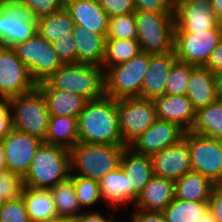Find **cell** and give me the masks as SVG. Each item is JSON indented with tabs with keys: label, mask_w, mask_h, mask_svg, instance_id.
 Returning a JSON list of instances; mask_svg holds the SVG:
<instances>
[{
	"label": "cell",
	"mask_w": 222,
	"mask_h": 222,
	"mask_svg": "<svg viewBox=\"0 0 222 222\" xmlns=\"http://www.w3.org/2000/svg\"><path fill=\"white\" fill-rule=\"evenodd\" d=\"M77 125L79 142L123 145L116 99L103 95L87 101Z\"/></svg>",
	"instance_id": "cell-1"
},
{
	"label": "cell",
	"mask_w": 222,
	"mask_h": 222,
	"mask_svg": "<svg viewBox=\"0 0 222 222\" xmlns=\"http://www.w3.org/2000/svg\"><path fill=\"white\" fill-rule=\"evenodd\" d=\"M37 88H55L82 96L87 101L104 95V71L102 67L85 63H68L60 66Z\"/></svg>",
	"instance_id": "cell-2"
},
{
	"label": "cell",
	"mask_w": 222,
	"mask_h": 222,
	"mask_svg": "<svg viewBox=\"0 0 222 222\" xmlns=\"http://www.w3.org/2000/svg\"><path fill=\"white\" fill-rule=\"evenodd\" d=\"M71 175L70 152L58 145L42 143L24 177L28 188L50 190Z\"/></svg>",
	"instance_id": "cell-3"
},
{
	"label": "cell",
	"mask_w": 222,
	"mask_h": 222,
	"mask_svg": "<svg viewBox=\"0 0 222 222\" xmlns=\"http://www.w3.org/2000/svg\"><path fill=\"white\" fill-rule=\"evenodd\" d=\"M124 148V145L78 142L69 150L71 175L99 182L101 178L120 166Z\"/></svg>",
	"instance_id": "cell-4"
},
{
	"label": "cell",
	"mask_w": 222,
	"mask_h": 222,
	"mask_svg": "<svg viewBox=\"0 0 222 222\" xmlns=\"http://www.w3.org/2000/svg\"><path fill=\"white\" fill-rule=\"evenodd\" d=\"M137 41L141 52L151 55L174 51L173 13H153L135 10Z\"/></svg>",
	"instance_id": "cell-5"
},
{
	"label": "cell",
	"mask_w": 222,
	"mask_h": 222,
	"mask_svg": "<svg viewBox=\"0 0 222 222\" xmlns=\"http://www.w3.org/2000/svg\"><path fill=\"white\" fill-rule=\"evenodd\" d=\"M10 107L13 128L44 141L49 125L50 114L41 91H32L7 99Z\"/></svg>",
	"instance_id": "cell-6"
},
{
	"label": "cell",
	"mask_w": 222,
	"mask_h": 222,
	"mask_svg": "<svg viewBox=\"0 0 222 222\" xmlns=\"http://www.w3.org/2000/svg\"><path fill=\"white\" fill-rule=\"evenodd\" d=\"M150 55L139 53L128 62L109 67L104 72V95L113 99L141 98V88Z\"/></svg>",
	"instance_id": "cell-7"
},
{
	"label": "cell",
	"mask_w": 222,
	"mask_h": 222,
	"mask_svg": "<svg viewBox=\"0 0 222 222\" xmlns=\"http://www.w3.org/2000/svg\"><path fill=\"white\" fill-rule=\"evenodd\" d=\"M13 49L36 84L46 81L63 65L53 45L38 32Z\"/></svg>",
	"instance_id": "cell-8"
},
{
	"label": "cell",
	"mask_w": 222,
	"mask_h": 222,
	"mask_svg": "<svg viewBox=\"0 0 222 222\" xmlns=\"http://www.w3.org/2000/svg\"><path fill=\"white\" fill-rule=\"evenodd\" d=\"M117 111L122 143L125 147L158 119L154 100L140 97L118 99Z\"/></svg>",
	"instance_id": "cell-9"
},
{
	"label": "cell",
	"mask_w": 222,
	"mask_h": 222,
	"mask_svg": "<svg viewBox=\"0 0 222 222\" xmlns=\"http://www.w3.org/2000/svg\"><path fill=\"white\" fill-rule=\"evenodd\" d=\"M183 138L189 145L192 171L222 184V140L191 131H185Z\"/></svg>",
	"instance_id": "cell-10"
},
{
	"label": "cell",
	"mask_w": 222,
	"mask_h": 222,
	"mask_svg": "<svg viewBox=\"0 0 222 222\" xmlns=\"http://www.w3.org/2000/svg\"><path fill=\"white\" fill-rule=\"evenodd\" d=\"M221 38L222 24L209 31L174 33V53L178 61L204 66Z\"/></svg>",
	"instance_id": "cell-11"
},
{
	"label": "cell",
	"mask_w": 222,
	"mask_h": 222,
	"mask_svg": "<svg viewBox=\"0 0 222 222\" xmlns=\"http://www.w3.org/2000/svg\"><path fill=\"white\" fill-rule=\"evenodd\" d=\"M174 33L217 29L219 22L210 0H174Z\"/></svg>",
	"instance_id": "cell-12"
},
{
	"label": "cell",
	"mask_w": 222,
	"mask_h": 222,
	"mask_svg": "<svg viewBox=\"0 0 222 222\" xmlns=\"http://www.w3.org/2000/svg\"><path fill=\"white\" fill-rule=\"evenodd\" d=\"M37 87L28 68L11 47L0 46V98L9 99Z\"/></svg>",
	"instance_id": "cell-13"
},
{
	"label": "cell",
	"mask_w": 222,
	"mask_h": 222,
	"mask_svg": "<svg viewBox=\"0 0 222 222\" xmlns=\"http://www.w3.org/2000/svg\"><path fill=\"white\" fill-rule=\"evenodd\" d=\"M37 33V19L28 16L13 0L0 10V46L11 47Z\"/></svg>",
	"instance_id": "cell-14"
},
{
	"label": "cell",
	"mask_w": 222,
	"mask_h": 222,
	"mask_svg": "<svg viewBox=\"0 0 222 222\" xmlns=\"http://www.w3.org/2000/svg\"><path fill=\"white\" fill-rule=\"evenodd\" d=\"M43 140L25 132L12 129L3 139L6 170L21 175L29 171L32 159Z\"/></svg>",
	"instance_id": "cell-15"
},
{
	"label": "cell",
	"mask_w": 222,
	"mask_h": 222,
	"mask_svg": "<svg viewBox=\"0 0 222 222\" xmlns=\"http://www.w3.org/2000/svg\"><path fill=\"white\" fill-rule=\"evenodd\" d=\"M185 130L171 121L157 119L128 147L134 152L152 156L183 139Z\"/></svg>",
	"instance_id": "cell-16"
},
{
	"label": "cell",
	"mask_w": 222,
	"mask_h": 222,
	"mask_svg": "<svg viewBox=\"0 0 222 222\" xmlns=\"http://www.w3.org/2000/svg\"><path fill=\"white\" fill-rule=\"evenodd\" d=\"M151 160L155 176L174 182L192 170L190 149L184 138L155 153Z\"/></svg>",
	"instance_id": "cell-17"
},
{
	"label": "cell",
	"mask_w": 222,
	"mask_h": 222,
	"mask_svg": "<svg viewBox=\"0 0 222 222\" xmlns=\"http://www.w3.org/2000/svg\"><path fill=\"white\" fill-rule=\"evenodd\" d=\"M65 8L76 26L106 37L110 17L97 0H66Z\"/></svg>",
	"instance_id": "cell-18"
},
{
	"label": "cell",
	"mask_w": 222,
	"mask_h": 222,
	"mask_svg": "<svg viewBox=\"0 0 222 222\" xmlns=\"http://www.w3.org/2000/svg\"><path fill=\"white\" fill-rule=\"evenodd\" d=\"M176 61L174 51L150 55L148 70L142 83L141 98L155 100L165 94L167 77Z\"/></svg>",
	"instance_id": "cell-19"
},
{
	"label": "cell",
	"mask_w": 222,
	"mask_h": 222,
	"mask_svg": "<svg viewBox=\"0 0 222 222\" xmlns=\"http://www.w3.org/2000/svg\"><path fill=\"white\" fill-rule=\"evenodd\" d=\"M158 119L178 124L185 131H190L196 110L186 95L164 94L154 100Z\"/></svg>",
	"instance_id": "cell-20"
},
{
	"label": "cell",
	"mask_w": 222,
	"mask_h": 222,
	"mask_svg": "<svg viewBox=\"0 0 222 222\" xmlns=\"http://www.w3.org/2000/svg\"><path fill=\"white\" fill-rule=\"evenodd\" d=\"M120 167L128 176L129 187H132V204L143 191L154 175L151 156L134 152L125 147L120 159Z\"/></svg>",
	"instance_id": "cell-21"
},
{
	"label": "cell",
	"mask_w": 222,
	"mask_h": 222,
	"mask_svg": "<svg viewBox=\"0 0 222 222\" xmlns=\"http://www.w3.org/2000/svg\"><path fill=\"white\" fill-rule=\"evenodd\" d=\"M186 96L196 111L217 101L220 95L215 73L204 66H195L191 71Z\"/></svg>",
	"instance_id": "cell-22"
},
{
	"label": "cell",
	"mask_w": 222,
	"mask_h": 222,
	"mask_svg": "<svg viewBox=\"0 0 222 222\" xmlns=\"http://www.w3.org/2000/svg\"><path fill=\"white\" fill-rule=\"evenodd\" d=\"M175 199L174 181L153 175L137 196L133 208L164 210Z\"/></svg>",
	"instance_id": "cell-23"
},
{
	"label": "cell",
	"mask_w": 222,
	"mask_h": 222,
	"mask_svg": "<svg viewBox=\"0 0 222 222\" xmlns=\"http://www.w3.org/2000/svg\"><path fill=\"white\" fill-rule=\"evenodd\" d=\"M76 43L77 63L102 67L105 57L106 37L87 31L83 26H74L72 33Z\"/></svg>",
	"instance_id": "cell-24"
},
{
	"label": "cell",
	"mask_w": 222,
	"mask_h": 222,
	"mask_svg": "<svg viewBox=\"0 0 222 222\" xmlns=\"http://www.w3.org/2000/svg\"><path fill=\"white\" fill-rule=\"evenodd\" d=\"M100 195L110 208L115 209L132 204V187H129L128 176L119 166L99 181Z\"/></svg>",
	"instance_id": "cell-25"
},
{
	"label": "cell",
	"mask_w": 222,
	"mask_h": 222,
	"mask_svg": "<svg viewBox=\"0 0 222 222\" xmlns=\"http://www.w3.org/2000/svg\"><path fill=\"white\" fill-rule=\"evenodd\" d=\"M45 98L50 116L78 117L87 100L77 94L55 88H38Z\"/></svg>",
	"instance_id": "cell-26"
},
{
	"label": "cell",
	"mask_w": 222,
	"mask_h": 222,
	"mask_svg": "<svg viewBox=\"0 0 222 222\" xmlns=\"http://www.w3.org/2000/svg\"><path fill=\"white\" fill-rule=\"evenodd\" d=\"M214 185L209 178L191 170L174 182L175 198L185 201L209 202Z\"/></svg>",
	"instance_id": "cell-27"
},
{
	"label": "cell",
	"mask_w": 222,
	"mask_h": 222,
	"mask_svg": "<svg viewBox=\"0 0 222 222\" xmlns=\"http://www.w3.org/2000/svg\"><path fill=\"white\" fill-rule=\"evenodd\" d=\"M43 142L72 149L79 142L77 118L50 116L48 131Z\"/></svg>",
	"instance_id": "cell-28"
},
{
	"label": "cell",
	"mask_w": 222,
	"mask_h": 222,
	"mask_svg": "<svg viewBox=\"0 0 222 222\" xmlns=\"http://www.w3.org/2000/svg\"><path fill=\"white\" fill-rule=\"evenodd\" d=\"M74 26L66 8L37 19V32L50 43L59 38L71 37Z\"/></svg>",
	"instance_id": "cell-29"
},
{
	"label": "cell",
	"mask_w": 222,
	"mask_h": 222,
	"mask_svg": "<svg viewBox=\"0 0 222 222\" xmlns=\"http://www.w3.org/2000/svg\"><path fill=\"white\" fill-rule=\"evenodd\" d=\"M191 132L222 140V98L198 109Z\"/></svg>",
	"instance_id": "cell-30"
},
{
	"label": "cell",
	"mask_w": 222,
	"mask_h": 222,
	"mask_svg": "<svg viewBox=\"0 0 222 222\" xmlns=\"http://www.w3.org/2000/svg\"><path fill=\"white\" fill-rule=\"evenodd\" d=\"M22 197L25 201L30 221L58 216L50 190L24 187Z\"/></svg>",
	"instance_id": "cell-31"
},
{
	"label": "cell",
	"mask_w": 222,
	"mask_h": 222,
	"mask_svg": "<svg viewBox=\"0 0 222 222\" xmlns=\"http://www.w3.org/2000/svg\"><path fill=\"white\" fill-rule=\"evenodd\" d=\"M50 192L58 217H65L74 221L84 211L78 203L74 183L70 177L56 184L50 189Z\"/></svg>",
	"instance_id": "cell-32"
},
{
	"label": "cell",
	"mask_w": 222,
	"mask_h": 222,
	"mask_svg": "<svg viewBox=\"0 0 222 222\" xmlns=\"http://www.w3.org/2000/svg\"><path fill=\"white\" fill-rule=\"evenodd\" d=\"M139 53L141 49L137 40L106 39L102 69L105 72L109 67L128 62Z\"/></svg>",
	"instance_id": "cell-33"
},
{
	"label": "cell",
	"mask_w": 222,
	"mask_h": 222,
	"mask_svg": "<svg viewBox=\"0 0 222 222\" xmlns=\"http://www.w3.org/2000/svg\"><path fill=\"white\" fill-rule=\"evenodd\" d=\"M209 209V202L185 201L175 198L162 213L166 222H198Z\"/></svg>",
	"instance_id": "cell-34"
},
{
	"label": "cell",
	"mask_w": 222,
	"mask_h": 222,
	"mask_svg": "<svg viewBox=\"0 0 222 222\" xmlns=\"http://www.w3.org/2000/svg\"><path fill=\"white\" fill-rule=\"evenodd\" d=\"M70 178L73 180L78 203L83 210L90 211L95 204L103 202L98 181L75 175H70Z\"/></svg>",
	"instance_id": "cell-35"
},
{
	"label": "cell",
	"mask_w": 222,
	"mask_h": 222,
	"mask_svg": "<svg viewBox=\"0 0 222 222\" xmlns=\"http://www.w3.org/2000/svg\"><path fill=\"white\" fill-rule=\"evenodd\" d=\"M194 67V65L177 60L167 77L165 94L186 95L189 78Z\"/></svg>",
	"instance_id": "cell-36"
},
{
	"label": "cell",
	"mask_w": 222,
	"mask_h": 222,
	"mask_svg": "<svg viewBox=\"0 0 222 222\" xmlns=\"http://www.w3.org/2000/svg\"><path fill=\"white\" fill-rule=\"evenodd\" d=\"M106 39L137 40V25L134 13L110 17Z\"/></svg>",
	"instance_id": "cell-37"
},
{
	"label": "cell",
	"mask_w": 222,
	"mask_h": 222,
	"mask_svg": "<svg viewBox=\"0 0 222 222\" xmlns=\"http://www.w3.org/2000/svg\"><path fill=\"white\" fill-rule=\"evenodd\" d=\"M28 16L40 18L65 8L66 0H13Z\"/></svg>",
	"instance_id": "cell-38"
},
{
	"label": "cell",
	"mask_w": 222,
	"mask_h": 222,
	"mask_svg": "<svg viewBox=\"0 0 222 222\" xmlns=\"http://www.w3.org/2000/svg\"><path fill=\"white\" fill-rule=\"evenodd\" d=\"M24 178L9 170L0 171V198L5 202L22 197Z\"/></svg>",
	"instance_id": "cell-39"
},
{
	"label": "cell",
	"mask_w": 222,
	"mask_h": 222,
	"mask_svg": "<svg viewBox=\"0 0 222 222\" xmlns=\"http://www.w3.org/2000/svg\"><path fill=\"white\" fill-rule=\"evenodd\" d=\"M0 222H30L23 197L3 202Z\"/></svg>",
	"instance_id": "cell-40"
},
{
	"label": "cell",
	"mask_w": 222,
	"mask_h": 222,
	"mask_svg": "<svg viewBox=\"0 0 222 222\" xmlns=\"http://www.w3.org/2000/svg\"><path fill=\"white\" fill-rule=\"evenodd\" d=\"M51 44L63 64L77 63L76 43L72 34L71 37L59 38Z\"/></svg>",
	"instance_id": "cell-41"
},
{
	"label": "cell",
	"mask_w": 222,
	"mask_h": 222,
	"mask_svg": "<svg viewBox=\"0 0 222 222\" xmlns=\"http://www.w3.org/2000/svg\"><path fill=\"white\" fill-rule=\"evenodd\" d=\"M135 10L153 13H173L174 0H133Z\"/></svg>",
	"instance_id": "cell-42"
},
{
	"label": "cell",
	"mask_w": 222,
	"mask_h": 222,
	"mask_svg": "<svg viewBox=\"0 0 222 222\" xmlns=\"http://www.w3.org/2000/svg\"><path fill=\"white\" fill-rule=\"evenodd\" d=\"M109 17L134 13L133 0H97Z\"/></svg>",
	"instance_id": "cell-43"
},
{
	"label": "cell",
	"mask_w": 222,
	"mask_h": 222,
	"mask_svg": "<svg viewBox=\"0 0 222 222\" xmlns=\"http://www.w3.org/2000/svg\"><path fill=\"white\" fill-rule=\"evenodd\" d=\"M133 211L128 212L130 214L129 221L131 222H166L162 211L155 210H143L133 208Z\"/></svg>",
	"instance_id": "cell-44"
},
{
	"label": "cell",
	"mask_w": 222,
	"mask_h": 222,
	"mask_svg": "<svg viewBox=\"0 0 222 222\" xmlns=\"http://www.w3.org/2000/svg\"><path fill=\"white\" fill-rule=\"evenodd\" d=\"M12 129V116L7 99L0 98V141H2Z\"/></svg>",
	"instance_id": "cell-45"
},
{
	"label": "cell",
	"mask_w": 222,
	"mask_h": 222,
	"mask_svg": "<svg viewBox=\"0 0 222 222\" xmlns=\"http://www.w3.org/2000/svg\"><path fill=\"white\" fill-rule=\"evenodd\" d=\"M209 210L216 222H222V184H215L209 199Z\"/></svg>",
	"instance_id": "cell-46"
},
{
	"label": "cell",
	"mask_w": 222,
	"mask_h": 222,
	"mask_svg": "<svg viewBox=\"0 0 222 222\" xmlns=\"http://www.w3.org/2000/svg\"><path fill=\"white\" fill-rule=\"evenodd\" d=\"M204 67L214 73L222 69V38L216 48L210 54L209 59Z\"/></svg>",
	"instance_id": "cell-47"
},
{
	"label": "cell",
	"mask_w": 222,
	"mask_h": 222,
	"mask_svg": "<svg viewBox=\"0 0 222 222\" xmlns=\"http://www.w3.org/2000/svg\"><path fill=\"white\" fill-rule=\"evenodd\" d=\"M114 211L110 216H105L102 212H96V210L92 212V210H84L77 219L73 222H109V220L114 216Z\"/></svg>",
	"instance_id": "cell-48"
},
{
	"label": "cell",
	"mask_w": 222,
	"mask_h": 222,
	"mask_svg": "<svg viewBox=\"0 0 222 222\" xmlns=\"http://www.w3.org/2000/svg\"><path fill=\"white\" fill-rule=\"evenodd\" d=\"M219 22L222 24V0H210Z\"/></svg>",
	"instance_id": "cell-49"
},
{
	"label": "cell",
	"mask_w": 222,
	"mask_h": 222,
	"mask_svg": "<svg viewBox=\"0 0 222 222\" xmlns=\"http://www.w3.org/2000/svg\"><path fill=\"white\" fill-rule=\"evenodd\" d=\"M30 222H73L72 219L65 218V217H54V218H47V219H42V220H35V221H30Z\"/></svg>",
	"instance_id": "cell-50"
},
{
	"label": "cell",
	"mask_w": 222,
	"mask_h": 222,
	"mask_svg": "<svg viewBox=\"0 0 222 222\" xmlns=\"http://www.w3.org/2000/svg\"><path fill=\"white\" fill-rule=\"evenodd\" d=\"M6 168H7L6 157H5L2 141H0V171L6 170Z\"/></svg>",
	"instance_id": "cell-51"
},
{
	"label": "cell",
	"mask_w": 222,
	"mask_h": 222,
	"mask_svg": "<svg viewBox=\"0 0 222 222\" xmlns=\"http://www.w3.org/2000/svg\"><path fill=\"white\" fill-rule=\"evenodd\" d=\"M198 222H216L212 212L208 209L201 218H199Z\"/></svg>",
	"instance_id": "cell-52"
},
{
	"label": "cell",
	"mask_w": 222,
	"mask_h": 222,
	"mask_svg": "<svg viewBox=\"0 0 222 222\" xmlns=\"http://www.w3.org/2000/svg\"><path fill=\"white\" fill-rule=\"evenodd\" d=\"M216 83L219 91L220 98H222V69L218 70L216 73Z\"/></svg>",
	"instance_id": "cell-53"
},
{
	"label": "cell",
	"mask_w": 222,
	"mask_h": 222,
	"mask_svg": "<svg viewBox=\"0 0 222 222\" xmlns=\"http://www.w3.org/2000/svg\"><path fill=\"white\" fill-rule=\"evenodd\" d=\"M10 0H0V10L9 2Z\"/></svg>",
	"instance_id": "cell-54"
},
{
	"label": "cell",
	"mask_w": 222,
	"mask_h": 222,
	"mask_svg": "<svg viewBox=\"0 0 222 222\" xmlns=\"http://www.w3.org/2000/svg\"><path fill=\"white\" fill-rule=\"evenodd\" d=\"M3 202L4 201L0 198V209L2 208Z\"/></svg>",
	"instance_id": "cell-55"
},
{
	"label": "cell",
	"mask_w": 222,
	"mask_h": 222,
	"mask_svg": "<svg viewBox=\"0 0 222 222\" xmlns=\"http://www.w3.org/2000/svg\"><path fill=\"white\" fill-rule=\"evenodd\" d=\"M114 217H115V216H113V217L109 220V222H116V221L114 220ZM117 222H119V221H117Z\"/></svg>",
	"instance_id": "cell-56"
}]
</instances>
